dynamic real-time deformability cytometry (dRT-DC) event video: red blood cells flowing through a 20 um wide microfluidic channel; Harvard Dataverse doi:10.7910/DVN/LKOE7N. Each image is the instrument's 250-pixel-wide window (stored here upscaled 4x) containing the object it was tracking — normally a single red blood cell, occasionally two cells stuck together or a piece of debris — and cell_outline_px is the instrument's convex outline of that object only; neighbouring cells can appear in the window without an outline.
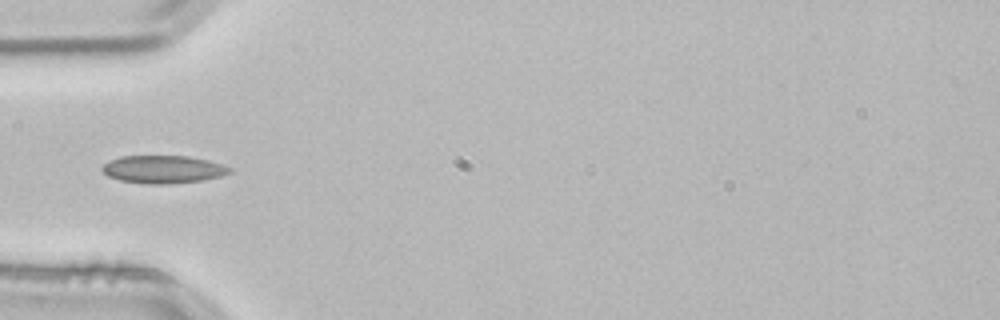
{"species": "common noctule bat (a hibernating species)", "species_latin": "Nyctalus noctula", "temperature_condition": "room temperature", "stored_images_in_passage": 3, "camera_frame_rate_fps": 3000, "um_per_image_px": 0.085, "animal": {"sex": "male", "body_mass_g": 21.5, "forearm_length_mm": 52.0}, "frame": {"image": 1, "passage_image": 3, "time_ms": 0.667, "image_size_px": [1000, 320], "cell_outline_px": [[232, 172], [220, 176], [200, 180], [168, 184], [148, 184], [120, 180], [108, 176], [100, 168], [104, 164], [120, 156], [188, 156], [208, 160], [232, 168]], "centroid_in_image_um": [13.86, 14.39], "position_along_channel_um": 71.1, "area_um2": 20.46}}